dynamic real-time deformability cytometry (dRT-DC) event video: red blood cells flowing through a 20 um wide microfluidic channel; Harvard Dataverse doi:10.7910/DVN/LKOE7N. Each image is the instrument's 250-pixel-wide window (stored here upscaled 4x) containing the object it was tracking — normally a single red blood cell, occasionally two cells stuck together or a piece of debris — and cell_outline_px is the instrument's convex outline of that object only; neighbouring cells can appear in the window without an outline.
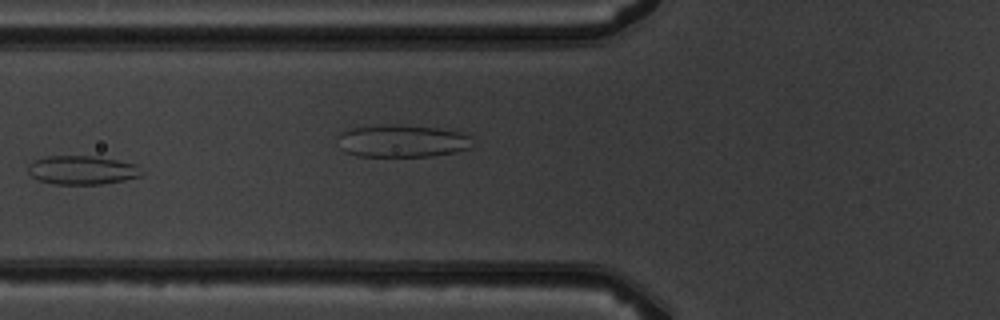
{"species": "common noctule bat (a hibernating species)", "species_latin": "Nyctalus noctula", "temperature_condition": "warm", "stored_images_in_passage": 11, "camera_frame_rate_fps": 3000, "um_per_image_px": 0.085, "animal": {"sex": "male", "body_mass_g": 19.5, "forearm_length_mm": 54.6}, "frame": {"image": 1, "passage_image": 7, "time_ms": 7.0, "image_size_px": [1000, 320], "cell_outline_px": [[144, 176], [124, 180], [100, 184], [56, 184], [40, 180], [32, 176], [28, 172], [28, 164], [44, 156], [96, 156], [136, 164], [144, 172]], "centroid_in_image_um": [7.02, 14.45], "position_along_channel_um": 118.8, "area_um2": 19.07}}
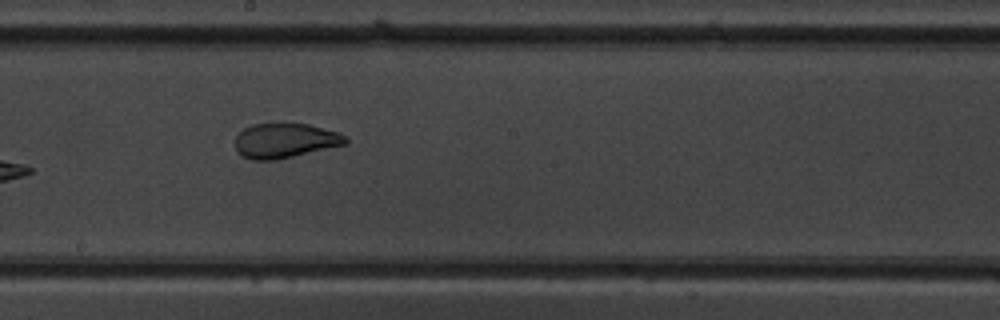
{"frame": {"image": 2, "passage_image": 10, "time_ms": 10.333, "image_size_px": [1000, 320], "cell_outline_px": [[348, 144], [276, 160], [252, 160], [240, 156], [236, 152], [236, 136], [244, 128], [252, 124], [280, 120], [308, 124], [336, 132], [348, 136]], "centroid_in_image_um": [24.21, 11.92], "position_along_channel_um": 224.0, "area_um2": 23.18}}
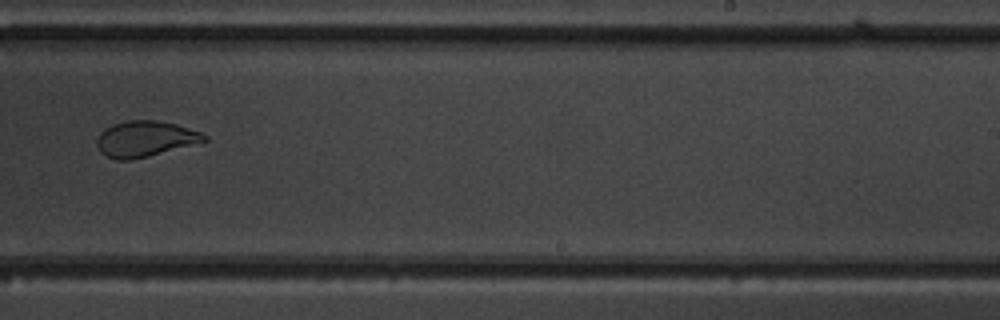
{"frame": {"image": 3, "passage_image": 11, "time_ms": 11.667, "image_size_px": [1000, 320], "cell_outline_px": [[208, 140], [148, 156], [132, 160], [116, 160], [100, 152], [96, 144], [96, 140], [100, 132], [104, 128], [112, 124], [124, 120], [156, 120], [176, 124], [200, 132], [208, 136]], "centroid_in_image_um": [12.29, 11.79], "position_along_channel_um": 276.7, "area_um2": 22.37}}